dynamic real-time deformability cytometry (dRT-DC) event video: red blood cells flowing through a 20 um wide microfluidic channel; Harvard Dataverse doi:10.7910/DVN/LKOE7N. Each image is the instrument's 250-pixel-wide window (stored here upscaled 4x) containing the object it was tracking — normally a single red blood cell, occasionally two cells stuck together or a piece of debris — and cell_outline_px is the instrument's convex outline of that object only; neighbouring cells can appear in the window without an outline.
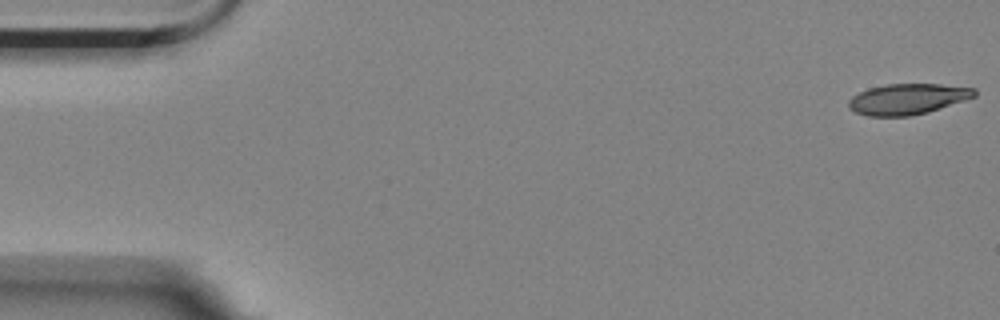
{"species": "Egyptian fruit bat (a non-hibernating species)", "species_latin": "Rousettus aegyptiacus", "temperature_condition": "room temperature", "stored_images_in_passage": 6, "camera_frame_rate_fps": 3000, "um_per_image_px": 0.085, "animal": {"sex": "female"}, "frame": {"image": 1, "passage_image": 1, "time_ms": 0.0, "image_size_px": [1000, 320], "cell_outline_px": [[976, 96], [928, 112], [912, 116], [868, 116], [856, 112], [848, 108], [848, 100], [852, 96], [868, 88], [884, 84], [940, 84], [976, 88]], "centroid_in_image_um": [77.13, 8.41], "position_along_channel_um": 7.9, "area_um2": 22.6}}
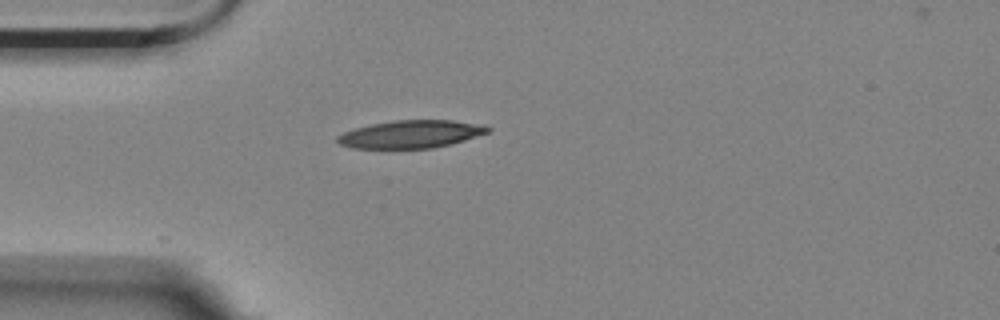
{"frame": {"image": 2, "passage_image": 5, "time_ms": 1.333, "image_size_px": [1000, 320], "cell_outline_px": [[492, 128], [488, 132], [464, 140], [432, 148], [352, 148], [340, 144], [336, 140], [336, 136], [344, 132], [356, 128], [372, 124], [392, 120], [452, 120]], "centroid_in_image_um": [34.85, 11.41], "position_along_channel_um": 50.2, "area_um2": 23.87}}